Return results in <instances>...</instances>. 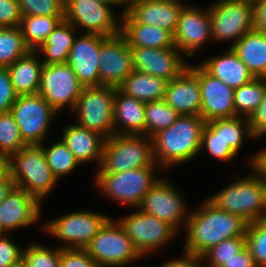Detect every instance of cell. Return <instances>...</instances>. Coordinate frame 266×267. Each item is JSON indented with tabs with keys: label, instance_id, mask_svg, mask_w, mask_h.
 Returning <instances> with one entry per match:
<instances>
[{
	"label": "cell",
	"instance_id": "cell-15",
	"mask_svg": "<svg viewBox=\"0 0 266 267\" xmlns=\"http://www.w3.org/2000/svg\"><path fill=\"white\" fill-rule=\"evenodd\" d=\"M182 197L179 190L162 177L143 197L138 209L167 222L178 231L181 224L186 225L190 213Z\"/></svg>",
	"mask_w": 266,
	"mask_h": 267
},
{
	"label": "cell",
	"instance_id": "cell-18",
	"mask_svg": "<svg viewBox=\"0 0 266 267\" xmlns=\"http://www.w3.org/2000/svg\"><path fill=\"white\" fill-rule=\"evenodd\" d=\"M180 53L176 47H131L132 65L135 71L171 81L189 66Z\"/></svg>",
	"mask_w": 266,
	"mask_h": 267
},
{
	"label": "cell",
	"instance_id": "cell-41",
	"mask_svg": "<svg viewBox=\"0 0 266 267\" xmlns=\"http://www.w3.org/2000/svg\"><path fill=\"white\" fill-rule=\"evenodd\" d=\"M246 246L245 237L223 240L205 252L202 257L210 267H221Z\"/></svg>",
	"mask_w": 266,
	"mask_h": 267
},
{
	"label": "cell",
	"instance_id": "cell-22",
	"mask_svg": "<svg viewBox=\"0 0 266 267\" xmlns=\"http://www.w3.org/2000/svg\"><path fill=\"white\" fill-rule=\"evenodd\" d=\"M163 100L180 115H200L198 65L189 64L177 78L168 81Z\"/></svg>",
	"mask_w": 266,
	"mask_h": 267
},
{
	"label": "cell",
	"instance_id": "cell-1",
	"mask_svg": "<svg viewBox=\"0 0 266 267\" xmlns=\"http://www.w3.org/2000/svg\"><path fill=\"white\" fill-rule=\"evenodd\" d=\"M198 210L189 213L186 222L184 253L202 256L223 240L245 237L248 221L243 217L220 210L208 199Z\"/></svg>",
	"mask_w": 266,
	"mask_h": 267
},
{
	"label": "cell",
	"instance_id": "cell-6",
	"mask_svg": "<svg viewBox=\"0 0 266 267\" xmlns=\"http://www.w3.org/2000/svg\"><path fill=\"white\" fill-rule=\"evenodd\" d=\"M85 250L98 267H126L143 258L114 218L105 222Z\"/></svg>",
	"mask_w": 266,
	"mask_h": 267
},
{
	"label": "cell",
	"instance_id": "cell-38",
	"mask_svg": "<svg viewBox=\"0 0 266 267\" xmlns=\"http://www.w3.org/2000/svg\"><path fill=\"white\" fill-rule=\"evenodd\" d=\"M27 146L10 111L0 113V153L11 156Z\"/></svg>",
	"mask_w": 266,
	"mask_h": 267
},
{
	"label": "cell",
	"instance_id": "cell-37",
	"mask_svg": "<svg viewBox=\"0 0 266 267\" xmlns=\"http://www.w3.org/2000/svg\"><path fill=\"white\" fill-rule=\"evenodd\" d=\"M40 146L45 154L51 172L58 181L61 177L71 173L80 165L62 139L51 144V146L49 145V147H45L44 144Z\"/></svg>",
	"mask_w": 266,
	"mask_h": 267
},
{
	"label": "cell",
	"instance_id": "cell-10",
	"mask_svg": "<svg viewBox=\"0 0 266 267\" xmlns=\"http://www.w3.org/2000/svg\"><path fill=\"white\" fill-rule=\"evenodd\" d=\"M109 218L97 211H75L50 220L42 229L64 241L60 248L85 249Z\"/></svg>",
	"mask_w": 266,
	"mask_h": 267
},
{
	"label": "cell",
	"instance_id": "cell-48",
	"mask_svg": "<svg viewBox=\"0 0 266 267\" xmlns=\"http://www.w3.org/2000/svg\"><path fill=\"white\" fill-rule=\"evenodd\" d=\"M248 120L254 139H260L266 135V91L261 103Z\"/></svg>",
	"mask_w": 266,
	"mask_h": 267
},
{
	"label": "cell",
	"instance_id": "cell-54",
	"mask_svg": "<svg viewBox=\"0 0 266 267\" xmlns=\"http://www.w3.org/2000/svg\"><path fill=\"white\" fill-rule=\"evenodd\" d=\"M14 187L15 183L11 177L0 183V204L6 199Z\"/></svg>",
	"mask_w": 266,
	"mask_h": 267
},
{
	"label": "cell",
	"instance_id": "cell-24",
	"mask_svg": "<svg viewBox=\"0 0 266 267\" xmlns=\"http://www.w3.org/2000/svg\"><path fill=\"white\" fill-rule=\"evenodd\" d=\"M113 113L114 134L145 135V102L127 96L114 87Z\"/></svg>",
	"mask_w": 266,
	"mask_h": 267
},
{
	"label": "cell",
	"instance_id": "cell-34",
	"mask_svg": "<svg viewBox=\"0 0 266 267\" xmlns=\"http://www.w3.org/2000/svg\"><path fill=\"white\" fill-rule=\"evenodd\" d=\"M266 91V78H254L251 82L234 89L236 116H249L257 109Z\"/></svg>",
	"mask_w": 266,
	"mask_h": 267
},
{
	"label": "cell",
	"instance_id": "cell-49",
	"mask_svg": "<svg viewBox=\"0 0 266 267\" xmlns=\"http://www.w3.org/2000/svg\"><path fill=\"white\" fill-rule=\"evenodd\" d=\"M253 30L266 33V0H256L252 3Z\"/></svg>",
	"mask_w": 266,
	"mask_h": 267
},
{
	"label": "cell",
	"instance_id": "cell-39",
	"mask_svg": "<svg viewBox=\"0 0 266 267\" xmlns=\"http://www.w3.org/2000/svg\"><path fill=\"white\" fill-rule=\"evenodd\" d=\"M246 246L258 267H266V219L249 222Z\"/></svg>",
	"mask_w": 266,
	"mask_h": 267
},
{
	"label": "cell",
	"instance_id": "cell-21",
	"mask_svg": "<svg viewBox=\"0 0 266 267\" xmlns=\"http://www.w3.org/2000/svg\"><path fill=\"white\" fill-rule=\"evenodd\" d=\"M41 204L24 189L14 187L0 204V226L7 234L40 219Z\"/></svg>",
	"mask_w": 266,
	"mask_h": 267
},
{
	"label": "cell",
	"instance_id": "cell-11",
	"mask_svg": "<svg viewBox=\"0 0 266 267\" xmlns=\"http://www.w3.org/2000/svg\"><path fill=\"white\" fill-rule=\"evenodd\" d=\"M209 8L212 41H233L230 48L246 33L253 30L252 2L217 0Z\"/></svg>",
	"mask_w": 266,
	"mask_h": 267
},
{
	"label": "cell",
	"instance_id": "cell-42",
	"mask_svg": "<svg viewBox=\"0 0 266 267\" xmlns=\"http://www.w3.org/2000/svg\"><path fill=\"white\" fill-rule=\"evenodd\" d=\"M22 16L64 17V0H18Z\"/></svg>",
	"mask_w": 266,
	"mask_h": 267
},
{
	"label": "cell",
	"instance_id": "cell-12",
	"mask_svg": "<svg viewBox=\"0 0 266 267\" xmlns=\"http://www.w3.org/2000/svg\"><path fill=\"white\" fill-rule=\"evenodd\" d=\"M116 17L112 6L100 0H64V19L75 28H84L83 34L109 37L120 33V16Z\"/></svg>",
	"mask_w": 266,
	"mask_h": 267
},
{
	"label": "cell",
	"instance_id": "cell-3",
	"mask_svg": "<svg viewBox=\"0 0 266 267\" xmlns=\"http://www.w3.org/2000/svg\"><path fill=\"white\" fill-rule=\"evenodd\" d=\"M252 175L224 187L208 200L220 210L243 217L248 222L266 219V179L254 165Z\"/></svg>",
	"mask_w": 266,
	"mask_h": 267
},
{
	"label": "cell",
	"instance_id": "cell-27",
	"mask_svg": "<svg viewBox=\"0 0 266 267\" xmlns=\"http://www.w3.org/2000/svg\"><path fill=\"white\" fill-rule=\"evenodd\" d=\"M200 65L212 76L233 89L239 88L255 78L230 47L224 54L206 58Z\"/></svg>",
	"mask_w": 266,
	"mask_h": 267
},
{
	"label": "cell",
	"instance_id": "cell-50",
	"mask_svg": "<svg viewBox=\"0 0 266 267\" xmlns=\"http://www.w3.org/2000/svg\"><path fill=\"white\" fill-rule=\"evenodd\" d=\"M204 261L202 256H193L183 253L181 258L169 260L159 267H210L207 263L204 266V263H202Z\"/></svg>",
	"mask_w": 266,
	"mask_h": 267
},
{
	"label": "cell",
	"instance_id": "cell-5",
	"mask_svg": "<svg viewBox=\"0 0 266 267\" xmlns=\"http://www.w3.org/2000/svg\"><path fill=\"white\" fill-rule=\"evenodd\" d=\"M10 177L40 204L54 189L57 179L51 172L40 145L25 146L10 157Z\"/></svg>",
	"mask_w": 266,
	"mask_h": 267
},
{
	"label": "cell",
	"instance_id": "cell-29",
	"mask_svg": "<svg viewBox=\"0 0 266 267\" xmlns=\"http://www.w3.org/2000/svg\"><path fill=\"white\" fill-rule=\"evenodd\" d=\"M231 48L255 78H266V33L252 30Z\"/></svg>",
	"mask_w": 266,
	"mask_h": 267
},
{
	"label": "cell",
	"instance_id": "cell-8",
	"mask_svg": "<svg viewBox=\"0 0 266 267\" xmlns=\"http://www.w3.org/2000/svg\"><path fill=\"white\" fill-rule=\"evenodd\" d=\"M114 87H83L75 111L80 127L98 133L105 139L114 135Z\"/></svg>",
	"mask_w": 266,
	"mask_h": 267
},
{
	"label": "cell",
	"instance_id": "cell-32",
	"mask_svg": "<svg viewBox=\"0 0 266 267\" xmlns=\"http://www.w3.org/2000/svg\"><path fill=\"white\" fill-rule=\"evenodd\" d=\"M244 117H230L219 118L206 122V125L222 140L227 143L231 149L237 154L242 147L244 138H252V131L250 129L248 118Z\"/></svg>",
	"mask_w": 266,
	"mask_h": 267
},
{
	"label": "cell",
	"instance_id": "cell-26",
	"mask_svg": "<svg viewBox=\"0 0 266 267\" xmlns=\"http://www.w3.org/2000/svg\"><path fill=\"white\" fill-rule=\"evenodd\" d=\"M81 164L97 161L99 166L105 138L76 123L67 124L61 138Z\"/></svg>",
	"mask_w": 266,
	"mask_h": 267
},
{
	"label": "cell",
	"instance_id": "cell-59",
	"mask_svg": "<svg viewBox=\"0 0 266 267\" xmlns=\"http://www.w3.org/2000/svg\"><path fill=\"white\" fill-rule=\"evenodd\" d=\"M162 1H180V0H162Z\"/></svg>",
	"mask_w": 266,
	"mask_h": 267
},
{
	"label": "cell",
	"instance_id": "cell-57",
	"mask_svg": "<svg viewBox=\"0 0 266 267\" xmlns=\"http://www.w3.org/2000/svg\"><path fill=\"white\" fill-rule=\"evenodd\" d=\"M6 233L4 232V230L1 228L0 226V238L3 237Z\"/></svg>",
	"mask_w": 266,
	"mask_h": 267
},
{
	"label": "cell",
	"instance_id": "cell-35",
	"mask_svg": "<svg viewBox=\"0 0 266 267\" xmlns=\"http://www.w3.org/2000/svg\"><path fill=\"white\" fill-rule=\"evenodd\" d=\"M29 51L19 26L0 28V68L9 67Z\"/></svg>",
	"mask_w": 266,
	"mask_h": 267
},
{
	"label": "cell",
	"instance_id": "cell-30",
	"mask_svg": "<svg viewBox=\"0 0 266 267\" xmlns=\"http://www.w3.org/2000/svg\"><path fill=\"white\" fill-rule=\"evenodd\" d=\"M75 27L63 19L57 27L48 35L46 41L35 51L42 55L44 65L66 64L69 52L74 44Z\"/></svg>",
	"mask_w": 266,
	"mask_h": 267
},
{
	"label": "cell",
	"instance_id": "cell-55",
	"mask_svg": "<svg viewBox=\"0 0 266 267\" xmlns=\"http://www.w3.org/2000/svg\"><path fill=\"white\" fill-rule=\"evenodd\" d=\"M100 1L105 2V3L109 4L110 6L115 5V4L116 5H119V4L125 5V8L123 9L124 11L121 12V15L127 13L128 9H129L130 2H131V0H100Z\"/></svg>",
	"mask_w": 266,
	"mask_h": 267
},
{
	"label": "cell",
	"instance_id": "cell-23",
	"mask_svg": "<svg viewBox=\"0 0 266 267\" xmlns=\"http://www.w3.org/2000/svg\"><path fill=\"white\" fill-rule=\"evenodd\" d=\"M184 5L180 1L131 0L127 12L141 24L160 27L174 35Z\"/></svg>",
	"mask_w": 266,
	"mask_h": 267
},
{
	"label": "cell",
	"instance_id": "cell-52",
	"mask_svg": "<svg viewBox=\"0 0 266 267\" xmlns=\"http://www.w3.org/2000/svg\"><path fill=\"white\" fill-rule=\"evenodd\" d=\"M260 150V152H256V154L250 158L249 163L251 167L255 165L266 179V148L265 150Z\"/></svg>",
	"mask_w": 266,
	"mask_h": 267
},
{
	"label": "cell",
	"instance_id": "cell-7",
	"mask_svg": "<svg viewBox=\"0 0 266 267\" xmlns=\"http://www.w3.org/2000/svg\"><path fill=\"white\" fill-rule=\"evenodd\" d=\"M155 167H142L112 174H96L95 185L112 201L137 209L143 197L160 180Z\"/></svg>",
	"mask_w": 266,
	"mask_h": 267
},
{
	"label": "cell",
	"instance_id": "cell-4",
	"mask_svg": "<svg viewBox=\"0 0 266 267\" xmlns=\"http://www.w3.org/2000/svg\"><path fill=\"white\" fill-rule=\"evenodd\" d=\"M146 135H117L105 140L96 174H112L142 167H158L152 138Z\"/></svg>",
	"mask_w": 266,
	"mask_h": 267
},
{
	"label": "cell",
	"instance_id": "cell-53",
	"mask_svg": "<svg viewBox=\"0 0 266 267\" xmlns=\"http://www.w3.org/2000/svg\"><path fill=\"white\" fill-rule=\"evenodd\" d=\"M10 177V158L0 153V183Z\"/></svg>",
	"mask_w": 266,
	"mask_h": 267
},
{
	"label": "cell",
	"instance_id": "cell-28",
	"mask_svg": "<svg viewBox=\"0 0 266 267\" xmlns=\"http://www.w3.org/2000/svg\"><path fill=\"white\" fill-rule=\"evenodd\" d=\"M38 53L30 50L25 56L7 67L11 83L17 95L38 94L43 62Z\"/></svg>",
	"mask_w": 266,
	"mask_h": 267
},
{
	"label": "cell",
	"instance_id": "cell-13",
	"mask_svg": "<svg viewBox=\"0 0 266 267\" xmlns=\"http://www.w3.org/2000/svg\"><path fill=\"white\" fill-rule=\"evenodd\" d=\"M118 222L143 258L168 244L179 232L167 222L138 208L136 212L119 219Z\"/></svg>",
	"mask_w": 266,
	"mask_h": 267
},
{
	"label": "cell",
	"instance_id": "cell-9",
	"mask_svg": "<svg viewBox=\"0 0 266 267\" xmlns=\"http://www.w3.org/2000/svg\"><path fill=\"white\" fill-rule=\"evenodd\" d=\"M10 112L27 146L45 142L50 123L58 113L40 94L18 95Z\"/></svg>",
	"mask_w": 266,
	"mask_h": 267
},
{
	"label": "cell",
	"instance_id": "cell-56",
	"mask_svg": "<svg viewBox=\"0 0 266 267\" xmlns=\"http://www.w3.org/2000/svg\"><path fill=\"white\" fill-rule=\"evenodd\" d=\"M9 267H25V264L23 260H20L19 262L12 264Z\"/></svg>",
	"mask_w": 266,
	"mask_h": 267
},
{
	"label": "cell",
	"instance_id": "cell-25",
	"mask_svg": "<svg viewBox=\"0 0 266 267\" xmlns=\"http://www.w3.org/2000/svg\"><path fill=\"white\" fill-rule=\"evenodd\" d=\"M120 33L130 47H175L174 35L163 28L137 22L128 12L120 15Z\"/></svg>",
	"mask_w": 266,
	"mask_h": 267
},
{
	"label": "cell",
	"instance_id": "cell-33",
	"mask_svg": "<svg viewBox=\"0 0 266 267\" xmlns=\"http://www.w3.org/2000/svg\"><path fill=\"white\" fill-rule=\"evenodd\" d=\"M63 19L64 17L22 16L19 28L25 45L35 51Z\"/></svg>",
	"mask_w": 266,
	"mask_h": 267
},
{
	"label": "cell",
	"instance_id": "cell-58",
	"mask_svg": "<svg viewBox=\"0 0 266 267\" xmlns=\"http://www.w3.org/2000/svg\"><path fill=\"white\" fill-rule=\"evenodd\" d=\"M244 1H249V2H252V3H253V2H255L256 0H244Z\"/></svg>",
	"mask_w": 266,
	"mask_h": 267
},
{
	"label": "cell",
	"instance_id": "cell-45",
	"mask_svg": "<svg viewBox=\"0 0 266 267\" xmlns=\"http://www.w3.org/2000/svg\"><path fill=\"white\" fill-rule=\"evenodd\" d=\"M21 19L18 0H0V28L19 26Z\"/></svg>",
	"mask_w": 266,
	"mask_h": 267
},
{
	"label": "cell",
	"instance_id": "cell-31",
	"mask_svg": "<svg viewBox=\"0 0 266 267\" xmlns=\"http://www.w3.org/2000/svg\"><path fill=\"white\" fill-rule=\"evenodd\" d=\"M168 81L139 71H133L116 88L123 94L143 102L164 99Z\"/></svg>",
	"mask_w": 266,
	"mask_h": 267
},
{
	"label": "cell",
	"instance_id": "cell-2",
	"mask_svg": "<svg viewBox=\"0 0 266 267\" xmlns=\"http://www.w3.org/2000/svg\"><path fill=\"white\" fill-rule=\"evenodd\" d=\"M206 121L200 115H180L169 127L152 138L155 163L166 169L186 163L201 152V137Z\"/></svg>",
	"mask_w": 266,
	"mask_h": 267
},
{
	"label": "cell",
	"instance_id": "cell-36",
	"mask_svg": "<svg viewBox=\"0 0 266 267\" xmlns=\"http://www.w3.org/2000/svg\"><path fill=\"white\" fill-rule=\"evenodd\" d=\"M180 114L164 100L145 103V135L152 137L158 131L169 128Z\"/></svg>",
	"mask_w": 266,
	"mask_h": 267
},
{
	"label": "cell",
	"instance_id": "cell-16",
	"mask_svg": "<svg viewBox=\"0 0 266 267\" xmlns=\"http://www.w3.org/2000/svg\"><path fill=\"white\" fill-rule=\"evenodd\" d=\"M209 40L212 41L209 9L202 10L197 6L185 4L180 11L178 25L174 33L175 47L183 52L184 58H190Z\"/></svg>",
	"mask_w": 266,
	"mask_h": 267
},
{
	"label": "cell",
	"instance_id": "cell-19",
	"mask_svg": "<svg viewBox=\"0 0 266 267\" xmlns=\"http://www.w3.org/2000/svg\"><path fill=\"white\" fill-rule=\"evenodd\" d=\"M201 92L200 116L207 122L219 118L235 117L234 89L198 65Z\"/></svg>",
	"mask_w": 266,
	"mask_h": 267
},
{
	"label": "cell",
	"instance_id": "cell-14",
	"mask_svg": "<svg viewBox=\"0 0 266 267\" xmlns=\"http://www.w3.org/2000/svg\"><path fill=\"white\" fill-rule=\"evenodd\" d=\"M83 86L70 65H44L38 94L59 113L66 106L74 110Z\"/></svg>",
	"mask_w": 266,
	"mask_h": 267
},
{
	"label": "cell",
	"instance_id": "cell-20",
	"mask_svg": "<svg viewBox=\"0 0 266 267\" xmlns=\"http://www.w3.org/2000/svg\"><path fill=\"white\" fill-rule=\"evenodd\" d=\"M100 35L82 34L75 38L67 64L83 87L100 86Z\"/></svg>",
	"mask_w": 266,
	"mask_h": 267
},
{
	"label": "cell",
	"instance_id": "cell-51",
	"mask_svg": "<svg viewBox=\"0 0 266 267\" xmlns=\"http://www.w3.org/2000/svg\"><path fill=\"white\" fill-rule=\"evenodd\" d=\"M221 267H258L251 256L247 246L234 255L229 261L223 263Z\"/></svg>",
	"mask_w": 266,
	"mask_h": 267
},
{
	"label": "cell",
	"instance_id": "cell-46",
	"mask_svg": "<svg viewBox=\"0 0 266 267\" xmlns=\"http://www.w3.org/2000/svg\"><path fill=\"white\" fill-rule=\"evenodd\" d=\"M7 235L0 238V267H9L22 260L23 256V249Z\"/></svg>",
	"mask_w": 266,
	"mask_h": 267
},
{
	"label": "cell",
	"instance_id": "cell-43",
	"mask_svg": "<svg viewBox=\"0 0 266 267\" xmlns=\"http://www.w3.org/2000/svg\"><path fill=\"white\" fill-rule=\"evenodd\" d=\"M207 148L211 156L219 160L231 161L236 153L225 143L219 135H216L207 125L204 126L201 137L200 150Z\"/></svg>",
	"mask_w": 266,
	"mask_h": 267
},
{
	"label": "cell",
	"instance_id": "cell-17",
	"mask_svg": "<svg viewBox=\"0 0 266 267\" xmlns=\"http://www.w3.org/2000/svg\"><path fill=\"white\" fill-rule=\"evenodd\" d=\"M99 59L100 86L117 87L134 71L131 47L121 33L100 36Z\"/></svg>",
	"mask_w": 266,
	"mask_h": 267
},
{
	"label": "cell",
	"instance_id": "cell-44",
	"mask_svg": "<svg viewBox=\"0 0 266 267\" xmlns=\"http://www.w3.org/2000/svg\"><path fill=\"white\" fill-rule=\"evenodd\" d=\"M59 267H98L85 249L61 248Z\"/></svg>",
	"mask_w": 266,
	"mask_h": 267
},
{
	"label": "cell",
	"instance_id": "cell-40",
	"mask_svg": "<svg viewBox=\"0 0 266 267\" xmlns=\"http://www.w3.org/2000/svg\"><path fill=\"white\" fill-rule=\"evenodd\" d=\"M61 248L50 249L39 243H31L23 250L25 267H59Z\"/></svg>",
	"mask_w": 266,
	"mask_h": 267
},
{
	"label": "cell",
	"instance_id": "cell-47",
	"mask_svg": "<svg viewBox=\"0 0 266 267\" xmlns=\"http://www.w3.org/2000/svg\"><path fill=\"white\" fill-rule=\"evenodd\" d=\"M17 96L7 68H0V113L10 111Z\"/></svg>",
	"mask_w": 266,
	"mask_h": 267
}]
</instances>
